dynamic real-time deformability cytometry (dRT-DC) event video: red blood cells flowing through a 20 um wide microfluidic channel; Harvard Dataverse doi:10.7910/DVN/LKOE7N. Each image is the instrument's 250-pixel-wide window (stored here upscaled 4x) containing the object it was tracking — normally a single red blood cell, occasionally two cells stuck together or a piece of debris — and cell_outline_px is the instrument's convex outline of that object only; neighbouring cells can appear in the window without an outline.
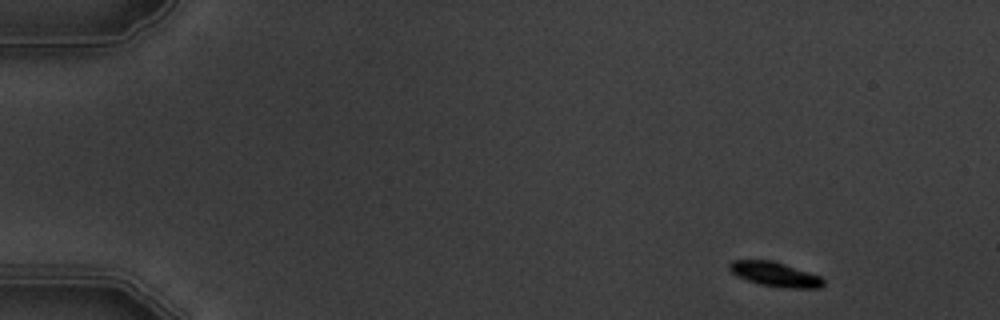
{"species": "common noctule bat (a hibernating species)", "species_latin": "Nyctalus noctula", "temperature_condition": "warm", "stored_images_in_passage": 6, "camera_frame_rate_fps": 3000, "um_per_image_px": 0.085, "animal": {"sex": "male", "body_mass_g": 19.5, "forearm_length_mm": 54.6}, "frame": {"image": 1, "passage_image": 1, "time_ms": 0.0, "image_size_px": [1000, 320], "cell_outline_px": [[824, 284], [820, 288], [788, 288], [760, 284], [736, 276], [728, 268], [728, 264], [732, 260], [772, 260], [820, 276], [824, 280]], "centroid_in_image_um": [65.86, 23.31], "position_along_channel_um": 19.1, "area_um2": 13.29}}
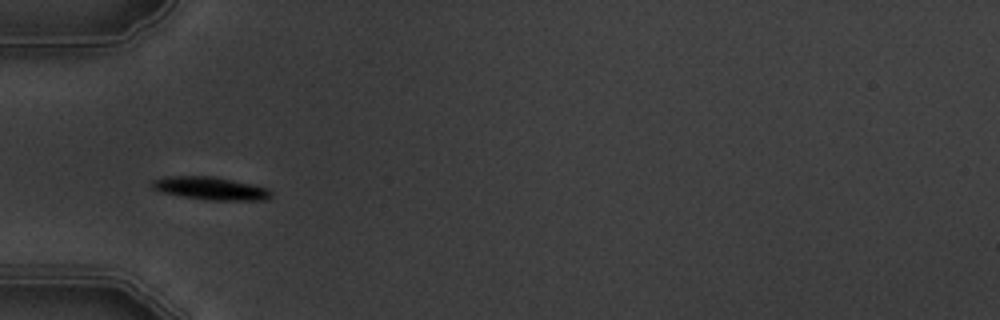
{"frame": {"image": 2, "passage_image": 4, "time_ms": 4.333, "image_size_px": [1000, 320], "cell_outline_px": [[272, 196], [268, 200], [208, 200], [184, 196], [164, 192], [152, 188], [152, 180], [168, 176], [212, 176], [252, 184], [268, 188], [272, 192]], "centroid_in_image_um": [17.95, 16.01], "position_along_channel_um": 67.1, "area_um2": 15.72}}